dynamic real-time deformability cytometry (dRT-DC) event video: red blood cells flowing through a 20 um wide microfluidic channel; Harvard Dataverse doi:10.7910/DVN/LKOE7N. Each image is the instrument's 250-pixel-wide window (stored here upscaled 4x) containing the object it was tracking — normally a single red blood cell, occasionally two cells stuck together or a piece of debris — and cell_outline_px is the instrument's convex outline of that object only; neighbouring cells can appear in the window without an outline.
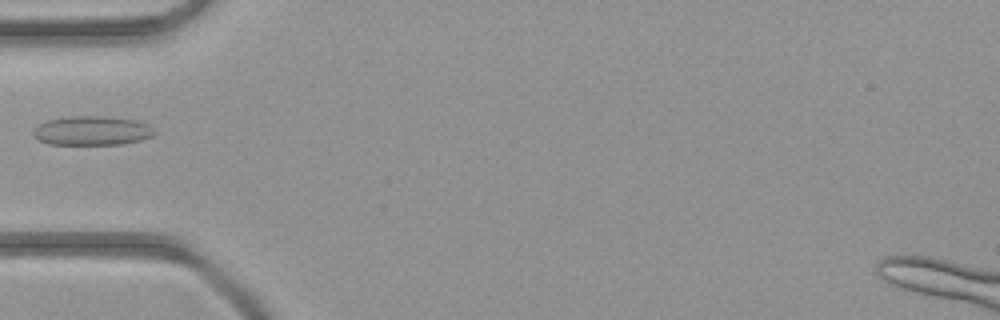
{"species": "common noctule bat (a hibernating species)", "species_latin": "Nyctalus noctula", "temperature_condition": "room temperature", "stored_images_in_passage": 3, "camera_frame_rate_fps": 3000, "um_per_image_px": 0.085, "animal": {"sex": "female", "body_mass_g": 21.9}, "frame": {"image": 1, "passage_image": 3, "time_ms": 2.333, "image_size_px": [1000, 320], "cell_outline_px": [[156, 132], [152, 136], [140, 140], [120, 144], [48, 144], [40, 140], [32, 132], [40, 124], [48, 120], [72, 116], [100, 116], [136, 120], [148, 124]], "centroid_in_image_um": [7.85, 11.11], "position_along_channel_um": 77.1, "area_um2": 20.29}}